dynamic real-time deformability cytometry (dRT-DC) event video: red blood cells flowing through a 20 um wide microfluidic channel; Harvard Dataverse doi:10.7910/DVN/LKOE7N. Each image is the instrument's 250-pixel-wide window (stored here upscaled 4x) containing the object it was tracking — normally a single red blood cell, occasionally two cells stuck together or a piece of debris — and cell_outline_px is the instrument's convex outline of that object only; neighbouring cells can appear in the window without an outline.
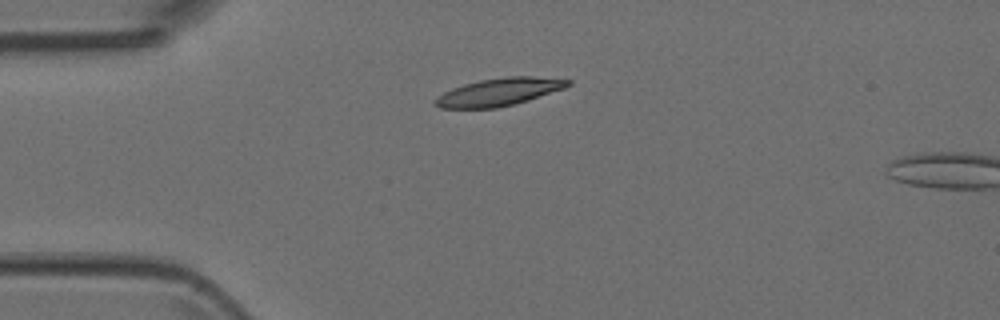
{"species": "Egyptian fruit bat (a non-hibernating species)", "species_latin": "Rousettus aegyptiacus", "temperature_condition": "room temperature", "stored_images_in_passage": 2, "camera_frame_rate_fps": 3000, "um_per_image_px": 0.085, "animal": {"sex": "female"}, "frame": {"image": 1, "passage_image": 1, "time_ms": 0.0, "image_size_px": [1000, 320], "cell_outline_px": [[572, 84], [564, 88], [528, 100], [496, 108], [440, 108], [432, 104], [432, 100], [436, 96], [452, 88], [464, 84], [480, 80], [504, 76], [532, 76], [572, 80]], "centroid_in_image_um": [42.37, 7.81], "position_along_channel_um": 42.6, "area_um2": 21.44}}